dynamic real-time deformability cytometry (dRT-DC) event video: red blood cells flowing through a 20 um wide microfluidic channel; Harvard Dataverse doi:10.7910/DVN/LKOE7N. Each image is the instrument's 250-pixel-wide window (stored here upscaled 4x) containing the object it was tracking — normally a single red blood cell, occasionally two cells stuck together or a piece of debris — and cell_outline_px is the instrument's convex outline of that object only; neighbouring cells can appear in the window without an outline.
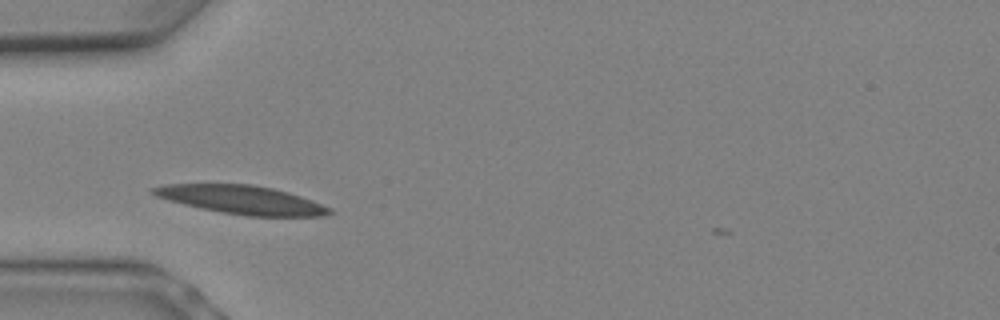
{"species": "Egyptian fruit bat (a non-hibernating species)", "species_latin": "Rousettus aegyptiacus", "temperature_condition": "warm", "stored_images_in_passage": 2, "camera_frame_rate_fps": 3000, "um_per_image_px": 0.085, "animal": {"sex": "female"}, "frame": {"image": 1, "passage_image": 1, "time_ms": 0.0, "image_size_px": [1000, 320], "cell_outline_px": [[332, 212], [324, 216], [248, 216], [220, 212], [200, 208], [168, 200], [156, 196], [152, 192], [152, 188], [164, 184], [252, 184], [272, 188], [288, 192], [312, 200], [332, 208]], "centroid_in_image_um": [20.56, 16.98], "position_along_channel_um": 64.4, "area_um2": 29.13}}